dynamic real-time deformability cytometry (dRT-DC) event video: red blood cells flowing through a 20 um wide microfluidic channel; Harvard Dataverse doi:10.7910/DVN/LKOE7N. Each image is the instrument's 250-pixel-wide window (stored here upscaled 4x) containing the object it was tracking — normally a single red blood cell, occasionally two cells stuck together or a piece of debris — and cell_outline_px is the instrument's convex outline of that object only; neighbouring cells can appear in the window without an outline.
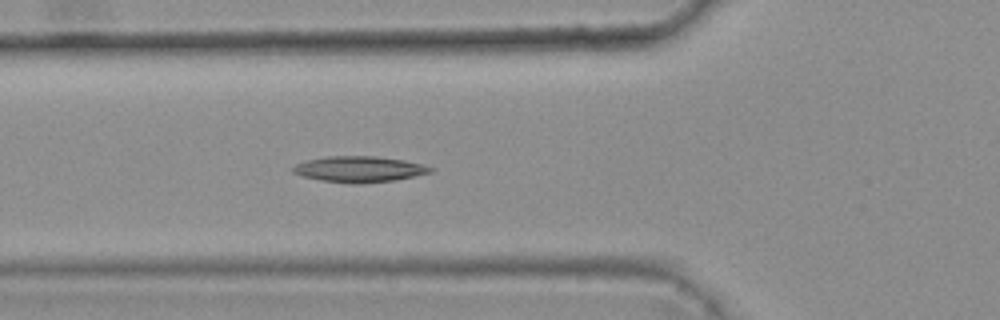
{"species": "common noctule bat (a hibernating species)", "species_latin": "Nyctalus noctula", "temperature_condition": "warm", "stored_images_in_passage": 5, "camera_frame_rate_fps": 3000, "um_per_image_px": 0.085, "animal": {"sex": "female", "body_mass_g": 25.1}, "frame": {"image": 1, "passage_image": 5, "time_ms": 1.333, "image_size_px": [1000, 320], "cell_outline_px": [[436, 168], [432, 172], [392, 180], [356, 184], [352, 184], [320, 180], [304, 176], [292, 172], [292, 168], [296, 164], [308, 160], [328, 156], [376, 156], [404, 160]], "centroid_in_image_um": [30.53, 14.38], "position_along_channel_um": 95.3, "area_um2": 20.52}}